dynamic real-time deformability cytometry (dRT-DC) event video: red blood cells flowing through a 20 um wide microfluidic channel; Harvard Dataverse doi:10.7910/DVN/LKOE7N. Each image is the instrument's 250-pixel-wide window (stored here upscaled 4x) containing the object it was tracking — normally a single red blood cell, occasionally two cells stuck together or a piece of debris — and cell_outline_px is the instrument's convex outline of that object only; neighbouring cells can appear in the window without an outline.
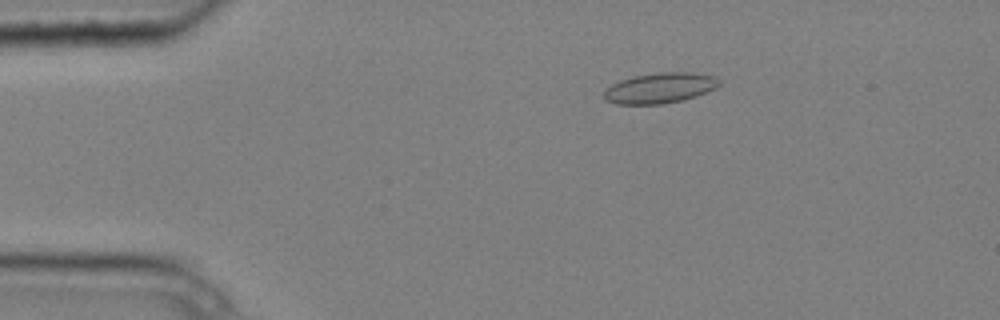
{"species": "common noctule bat (a hibernating species)", "species_latin": "Nyctalus noctula", "temperature_condition": "cold", "stored_images_in_passage": 6, "camera_frame_rate_fps": 3000, "um_per_image_px": 0.085, "animal": {"sex": "male", "body_mass_g": 20.4}, "frame": {"image": 1, "passage_image": 3, "time_ms": 0.667, "image_size_px": [1000, 320], "cell_outline_px": [[720, 84], [716, 88], [696, 96], [680, 100], [660, 104], [616, 104], [604, 100], [604, 92], [612, 84], [620, 80], [632, 76], [660, 72], [692, 72], [716, 76], [720, 80]], "centroid_in_image_um": [56.1, 7.47], "position_along_channel_um": 28.9, "area_um2": 20.46}}
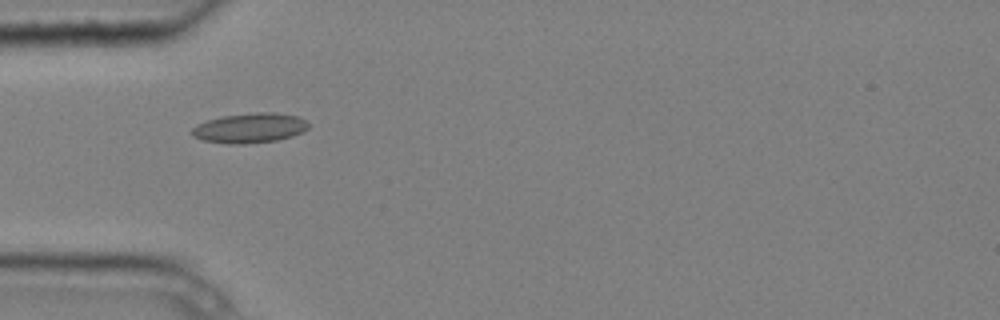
{"frame": {"image": 2, "passage_image": 5, "time_ms": 1.333, "image_size_px": [1000, 320], "cell_outline_px": [[308, 128], [304, 132], [292, 136], [276, 140], [244, 144], [228, 144], [204, 140], [192, 136], [192, 128], [196, 124], [208, 120], [224, 116], [256, 112], [272, 112], [296, 116], [304, 120], [308, 124]], "centroid_in_image_um": [21.22, 10.88], "position_along_channel_um": 63.8, "area_um2": 20.11}}
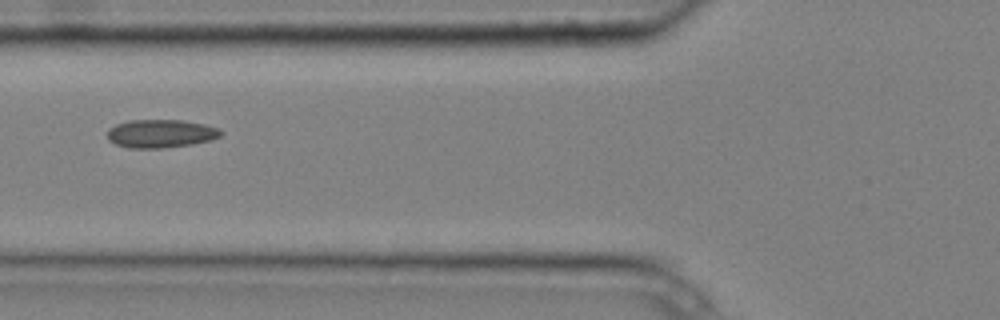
{"frame": {"image": 3, "passage_image": 6, "time_ms": 1.667, "image_size_px": [1000, 320], "cell_outline_px": [[224, 132], [220, 136], [212, 140], [192, 144], [164, 148], [128, 148], [116, 144], [108, 140], [108, 128], [116, 124], [128, 120], [184, 120], [204, 124], [220, 128]], "centroid_in_image_um": [13.68, 11.35], "position_along_channel_um": 112.1, "area_um2": 18.9}}